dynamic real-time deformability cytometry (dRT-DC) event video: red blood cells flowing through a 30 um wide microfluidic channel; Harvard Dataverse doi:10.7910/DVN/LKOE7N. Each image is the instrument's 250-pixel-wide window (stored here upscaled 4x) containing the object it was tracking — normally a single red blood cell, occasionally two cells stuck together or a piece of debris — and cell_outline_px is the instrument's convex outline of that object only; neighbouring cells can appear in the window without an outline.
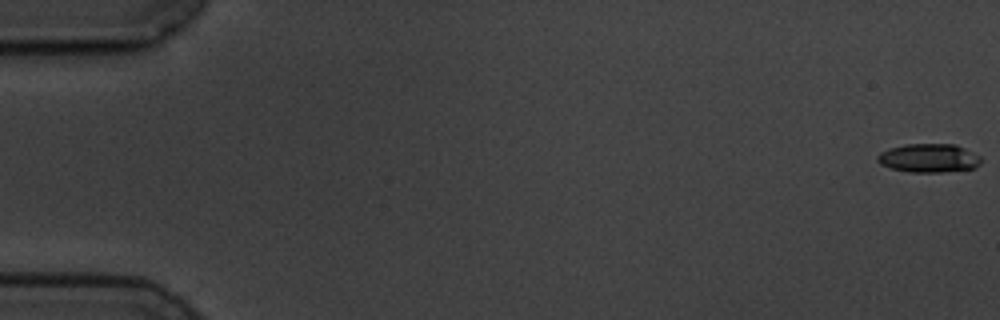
{"species": "common noctule bat (a hibernating species)", "species_latin": "Nyctalus noctula", "temperature_condition": "cold", "stored_images_in_passage": 4, "camera_frame_rate_fps": 3000, "um_per_image_px": 0.085, "animal": {"sex": "male", "body_mass_g": 19.5, "forearm_length_mm": 54.6}, "frame": {"image": 1, "passage_image": 1, "time_ms": 0.0, "image_size_px": [1000, 320], "cell_outline_px": [[980, 164], [976, 168], [944, 172], [908, 172], [892, 168], [880, 164], [876, 160], [876, 156], [880, 152], [888, 148], [904, 144], [956, 144], [980, 156]], "centroid_in_image_um": [78.93, 13.43], "position_along_channel_um": 6.1, "area_um2": 17.46}}